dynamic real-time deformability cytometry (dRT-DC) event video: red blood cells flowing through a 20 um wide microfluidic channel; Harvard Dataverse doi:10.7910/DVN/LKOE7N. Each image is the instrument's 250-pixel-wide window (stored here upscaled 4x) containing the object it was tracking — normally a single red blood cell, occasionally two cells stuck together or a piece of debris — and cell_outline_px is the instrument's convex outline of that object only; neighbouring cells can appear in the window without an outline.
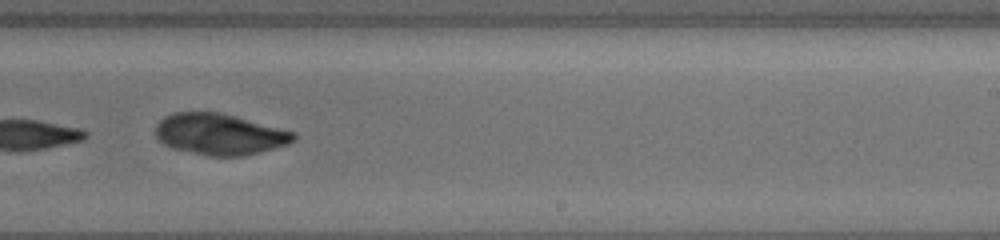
{"species": "common noctule bat (a hibernating species)", "species_latin": "Nyctalus noctula", "temperature_condition": "cold", "stored_images_in_passage": 23, "camera_frame_rate_fps": 3000, "um_per_image_px": 0.085, "animal": {"sex": "female", "body_mass_g": 19.5, "forearm_length_mm": 54.1}, "frame": {"image": 1, "passage_image": 14, "time_ms": 12.667, "image_size_px": [1000, 240], "cell_outline_px": [[296, 140], [288, 144], [260, 152], [244, 156], [208, 156], [172, 148], [164, 144], [156, 136], [156, 124], [164, 116], [172, 112], [220, 112], [236, 116], [296, 132]], "centroid_in_image_um": [18.68, 11.4], "position_along_channel_um": 270.3, "area_um2": 33.29}}